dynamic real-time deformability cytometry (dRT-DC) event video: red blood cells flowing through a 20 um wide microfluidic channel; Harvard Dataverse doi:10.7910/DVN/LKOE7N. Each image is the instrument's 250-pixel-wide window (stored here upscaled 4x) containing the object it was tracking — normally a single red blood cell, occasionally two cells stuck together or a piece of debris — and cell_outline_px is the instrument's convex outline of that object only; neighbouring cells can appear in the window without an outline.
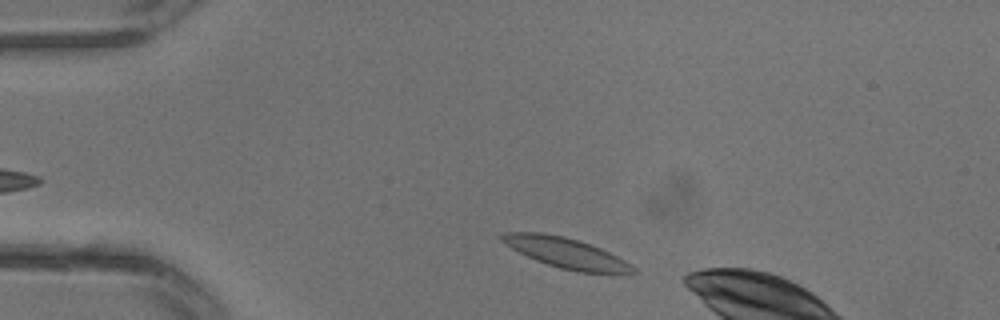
{"species": "common noctule bat (a hibernating species)", "species_latin": "Nyctalus noctula", "temperature_condition": "warm", "stored_images_in_passage": 5, "camera_frame_rate_fps": 3000, "um_per_image_px": 0.085, "animal": {"sex": "male", "body_mass_g": 13.3}, "frame": {"image": 1, "passage_image": 2, "time_ms": 0.333, "image_size_px": [1000, 320], "cell_outline_px": [[636, 272], [628, 276], [576, 272], [560, 268], [536, 260], [504, 244], [500, 240], [500, 236], [504, 232], [540, 232], [564, 236], [600, 248], [624, 260], [636, 268]], "centroid_in_image_um": [48.2, 21.54], "position_along_channel_um": 36.8, "area_um2": 23.47}}